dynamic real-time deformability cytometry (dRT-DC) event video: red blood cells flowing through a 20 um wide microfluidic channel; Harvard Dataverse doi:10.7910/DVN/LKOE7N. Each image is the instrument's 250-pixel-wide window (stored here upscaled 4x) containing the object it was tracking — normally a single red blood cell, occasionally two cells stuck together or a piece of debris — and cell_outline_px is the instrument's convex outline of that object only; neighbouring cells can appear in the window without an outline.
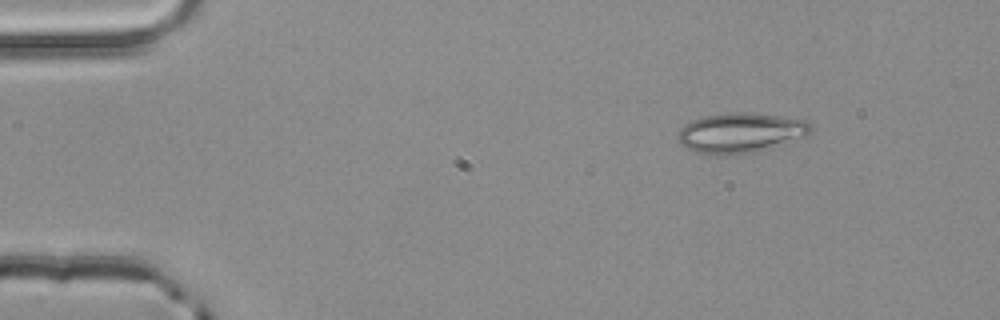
{"species": "common noctule bat (a hibernating species)", "species_latin": "Nyctalus noctula", "temperature_condition": "room temperature", "stored_images_in_passage": 4, "camera_frame_rate_fps": 3000, "um_per_image_px": 0.085, "animal": {"sex": "male", "body_mass_g": 20.4}, "frame": {"image": 1, "passage_image": 1, "time_ms": 0.0, "image_size_px": [1000, 320], "cell_outline_px": [[812, 128], [804, 136], [756, 152], [724, 156], [696, 152], [680, 144], [676, 140], [680, 128], [684, 124], [692, 120], [704, 116], [724, 112], [748, 112], [780, 116], [808, 120], [812, 124]], "centroid_in_image_um": [62.9, 11.28], "position_along_channel_um": 22.1, "area_um2": 31.1}}
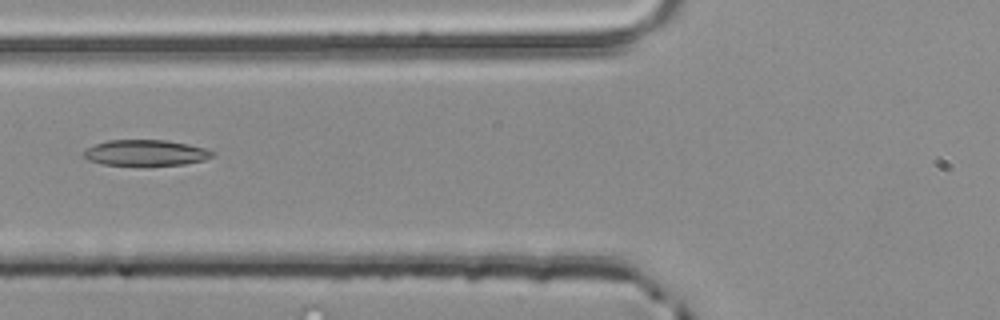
{"frame": {"image": 2, "passage_image": 4, "time_ms": 1.0, "image_size_px": [1000, 320], "cell_outline_px": [[216, 156], [204, 160], [184, 164], [144, 168], [104, 164], [88, 160], [84, 156], [84, 148], [108, 140], [168, 140], [188, 144], [204, 148], [216, 152]], "centroid_in_image_um": [12.41, 13.03], "position_along_channel_um": 113.4, "area_um2": 20.29}}